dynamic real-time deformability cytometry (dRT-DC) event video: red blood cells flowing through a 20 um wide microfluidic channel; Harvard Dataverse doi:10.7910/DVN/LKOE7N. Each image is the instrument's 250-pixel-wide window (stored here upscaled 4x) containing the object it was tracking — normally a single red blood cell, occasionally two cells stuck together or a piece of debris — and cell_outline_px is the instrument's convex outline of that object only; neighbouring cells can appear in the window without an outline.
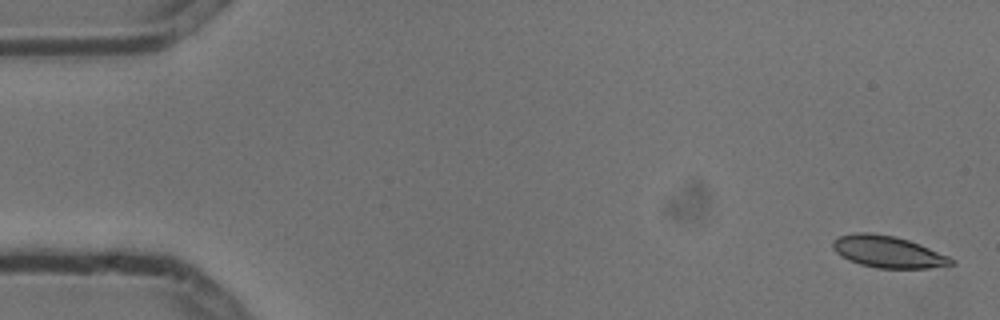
{"species": "common noctule bat (a hibernating species)", "species_latin": "Nyctalus noctula", "temperature_condition": "cold", "stored_images_in_passage": 5, "camera_frame_rate_fps": 3000, "um_per_image_px": 0.085, "animal": {"sex": "male", "body_mass_g": 13.3}, "frame": {"image": 1, "passage_image": 1, "time_ms": 0.0, "image_size_px": [1000, 320], "cell_outline_px": [[956, 264], [928, 268], [876, 268], [860, 264], [848, 260], [840, 256], [832, 248], [832, 240], [840, 236], [856, 232], [872, 232], [896, 236], [920, 244], [948, 256], [956, 260]], "centroid_in_image_um": [75.46, 21.4], "position_along_channel_um": 9.5, "area_um2": 22.14}}
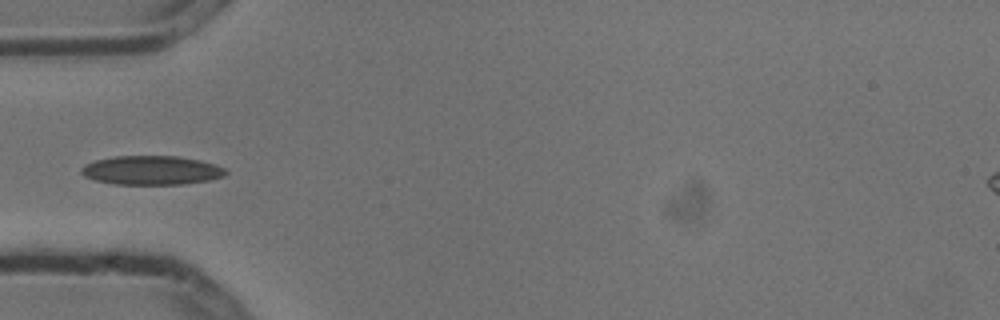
{"frame": {"image": 2, "passage_image": 5, "time_ms": 1.333, "image_size_px": [1000, 320], "cell_outline_px": [[228, 172], [224, 176], [208, 180], [184, 184], [116, 184], [96, 180], [84, 176], [80, 172], [80, 168], [84, 164], [96, 160], [116, 156], [176, 156], [200, 160], [224, 168]], "centroid_in_image_um": [12.85, 14.47], "position_along_channel_um": 72.1, "area_um2": 24.28}}